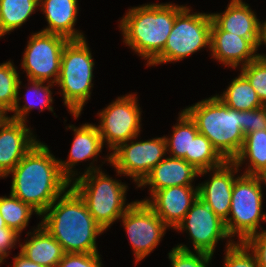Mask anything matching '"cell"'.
<instances>
[{
	"instance_id": "4316f807",
	"label": "cell",
	"mask_w": 266,
	"mask_h": 267,
	"mask_svg": "<svg viewBox=\"0 0 266 267\" xmlns=\"http://www.w3.org/2000/svg\"><path fill=\"white\" fill-rule=\"evenodd\" d=\"M39 9V0H0V38L21 27Z\"/></svg>"
},
{
	"instance_id": "52a82bcc",
	"label": "cell",
	"mask_w": 266,
	"mask_h": 267,
	"mask_svg": "<svg viewBox=\"0 0 266 267\" xmlns=\"http://www.w3.org/2000/svg\"><path fill=\"white\" fill-rule=\"evenodd\" d=\"M191 11L193 9L185 5L177 13L164 49L146 65L147 67L180 62L205 47L210 50L211 14Z\"/></svg>"
},
{
	"instance_id": "4dcf8cb0",
	"label": "cell",
	"mask_w": 266,
	"mask_h": 267,
	"mask_svg": "<svg viewBox=\"0 0 266 267\" xmlns=\"http://www.w3.org/2000/svg\"><path fill=\"white\" fill-rule=\"evenodd\" d=\"M212 255L194 252L187 245L177 244L168 253L171 267H208Z\"/></svg>"
},
{
	"instance_id": "8992f818",
	"label": "cell",
	"mask_w": 266,
	"mask_h": 267,
	"mask_svg": "<svg viewBox=\"0 0 266 267\" xmlns=\"http://www.w3.org/2000/svg\"><path fill=\"white\" fill-rule=\"evenodd\" d=\"M95 62L85 39L69 40L61 56L60 73L55 85L60 87L64 105L77 119L91 99Z\"/></svg>"
},
{
	"instance_id": "ab89813d",
	"label": "cell",
	"mask_w": 266,
	"mask_h": 267,
	"mask_svg": "<svg viewBox=\"0 0 266 267\" xmlns=\"http://www.w3.org/2000/svg\"><path fill=\"white\" fill-rule=\"evenodd\" d=\"M255 176L257 177L261 187H263L264 184L266 186V167H263L260 171H258Z\"/></svg>"
},
{
	"instance_id": "8fae6325",
	"label": "cell",
	"mask_w": 266,
	"mask_h": 267,
	"mask_svg": "<svg viewBox=\"0 0 266 267\" xmlns=\"http://www.w3.org/2000/svg\"><path fill=\"white\" fill-rule=\"evenodd\" d=\"M69 40L63 36L38 31L27 41L21 68L28 80L56 84L60 73L61 56Z\"/></svg>"
},
{
	"instance_id": "f1b7e54d",
	"label": "cell",
	"mask_w": 266,
	"mask_h": 267,
	"mask_svg": "<svg viewBox=\"0 0 266 267\" xmlns=\"http://www.w3.org/2000/svg\"><path fill=\"white\" fill-rule=\"evenodd\" d=\"M225 162L226 160L203 134L198 133L194 139H191L190 164L198 171L211 170Z\"/></svg>"
},
{
	"instance_id": "d4e9b609",
	"label": "cell",
	"mask_w": 266,
	"mask_h": 267,
	"mask_svg": "<svg viewBox=\"0 0 266 267\" xmlns=\"http://www.w3.org/2000/svg\"><path fill=\"white\" fill-rule=\"evenodd\" d=\"M229 108L238 111L253 110L265 106L248 79L240 72L232 79L222 94H216Z\"/></svg>"
},
{
	"instance_id": "cb8c5ba5",
	"label": "cell",
	"mask_w": 266,
	"mask_h": 267,
	"mask_svg": "<svg viewBox=\"0 0 266 267\" xmlns=\"http://www.w3.org/2000/svg\"><path fill=\"white\" fill-rule=\"evenodd\" d=\"M178 122L173 126L171 136H165L168 156L182 158L190 164L191 139L199 133L196 123L182 109Z\"/></svg>"
},
{
	"instance_id": "2e32d148",
	"label": "cell",
	"mask_w": 266,
	"mask_h": 267,
	"mask_svg": "<svg viewBox=\"0 0 266 267\" xmlns=\"http://www.w3.org/2000/svg\"><path fill=\"white\" fill-rule=\"evenodd\" d=\"M38 141L26 122L8 118L0 127V178H6Z\"/></svg>"
},
{
	"instance_id": "30bf717a",
	"label": "cell",
	"mask_w": 266,
	"mask_h": 267,
	"mask_svg": "<svg viewBox=\"0 0 266 267\" xmlns=\"http://www.w3.org/2000/svg\"><path fill=\"white\" fill-rule=\"evenodd\" d=\"M137 99L136 93L118 96L115 101L97 113L100 123L96 126L103 145H107L109 152L140 135L142 111Z\"/></svg>"
},
{
	"instance_id": "836d02e7",
	"label": "cell",
	"mask_w": 266,
	"mask_h": 267,
	"mask_svg": "<svg viewBox=\"0 0 266 267\" xmlns=\"http://www.w3.org/2000/svg\"><path fill=\"white\" fill-rule=\"evenodd\" d=\"M100 253H65L57 267H102Z\"/></svg>"
},
{
	"instance_id": "4fadbf2b",
	"label": "cell",
	"mask_w": 266,
	"mask_h": 267,
	"mask_svg": "<svg viewBox=\"0 0 266 267\" xmlns=\"http://www.w3.org/2000/svg\"><path fill=\"white\" fill-rule=\"evenodd\" d=\"M177 232H187L193 244L194 252L214 255L216 244L222 240H231L225 223L199 197L192 204L183 220L175 228Z\"/></svg>"
},
{
	"instance_id": "1f68e13d",
	"label": "cell",
	"mask_w": 266,
	"mask_h": 267,
	"mask_svg": "<svg viewBox=\"0 0 266 267\" xmlns=\"http://www.w3.org/2000/svg\"><path fill=\"white\" fill-rule=\"evenodd\" d=\"M223 267H259L254 253L244 242L227 240Z\"/></svg>"
},
{
	"instance_id": "3957f363",
	"label": "cell",
	"mask_w": 266,
	"mask_h": 267,
	"mask_svg": "<svg viewBox=\"0 0 266 267\" xmlns=\"http://www.w3.org/2000/svg\"><path fill=\"white\" fill-rule=\"evenodd\" d=\"M184 6L170 2L145 3L128 9L119 22L123 43L148 65L164 49L175 17Z\"/></svg>"
},
{
	"instance_id": "83f0119b",
	"label": "cell",
	"mask_w": 266,
	"mask_h": 267,
	"mask_svg": "<svg viewBox=\"0 0 266 267\" xmlns=\"http://www.w3.org/2000/svg\"><path fill=\"white\" fill-rule=\"evenodd\" d=\"M33 212L40 216L30 205L24 203L11 193L9 197H0V214L5 220L7 227L13 229L19 235L28 226L31 215L34 214Z\"/></svg>"
},
{
	"instance_id": "9a60e30c",
	"label": "cell",
	"mask_w": 266,
	"mask_h": 267,
	"mask_svg": "<svg viewBox=\"0 0 266 267\" xmlns=\"http://www.w3.org/2000/svg\"><path fill=\"white\" fill-rule=\"evenodd\" d=\"M74 131V140L69 151L68 160L64 161L59 159V166L63 175L72 183L75 177L78 178L82 174H86L95 170L101 169L97 165L94 166V161L97 162L98 156L104 147L101 136L95 124L85 123L80 127L74 125H69L68 128ZM92 162L84 170V172L79 175L78 171H74V166L82 161Z\"/></svg>"
},
{
	"instance_id": "e0dca14e",
	"label": "cell",
	"mask_w": 266,
	"mask_h": 267,
	"mask_svg": "<svg viewBox=\"0 0 266 267\" xmlns=\"http://www.w3.org/2000/svg\"><path fill=\"white\" fill-rule=\"evenodd\" d=\"M197 198L198 186H172L141 201H145L169 228L175 229Z\"/></svg>"
},
{
	"instance_id": "7c38bea8",
	"label": "cell",
	"mask_w": 266,
	"mask_h": 267,
	"mask_svg": "<svg viewBox=\"0 0 266 267\" xmlns=\"http://www.w3.org/2000/svg\"><path fill=\"white\" fill-rule=\"evenodd\" d=\"M128 235L136 265L159 245L169 227L145 202L135 200L120 218Z\"/></svg>"
},
{
	"instance_id": "f35d334b",
	"label": "cell",
	"mask_w": 266,
	"mask_h": 267,
	"mask_svg": "<svg viewBox=\"0 0 266 267\" xmlns=\"http://www.w3.org/2000/svg\"><path fill=\"white\" fill-rule=\"evenodd\" d=\"M263 44L266 47V20L265 21H262V23H261V40H260V46L263 45ZM258 57L261 58V59L266 60V54L265 53H263V54L258 53Z\"/></svg>"
},
{
	"instance_id": "60d3db41",
	"label": "cell",
	"mask_w": 266,
	"mask_h": 267,
	"mask_svg": "<svg viewBox=\"0 0 266 267\" xmlns=\"http://www.w3.org/2000/svg\"><path fill=\"white\" fill-rule=\"evenodd\" d=\"M7 112L8 111H6L2 106H0V127L7 121L8 118H10Z\"/></svg>"
},
{
	"instance_id": "b9f144b4",
	"label": "cell",
	"mask_w": 266,
	"mask_h": 267,
	"mask_svg": "<svg viewBox=\"0 0 266 267\" xmlns=\"http://www.w3.org/2000/svg\"><path fill=\"white\" fill-rule=\"evenodd\" d=\"M7 227L5 220L3 219L2 215L0 214V229Z\"/></svg>"
},
{
	"instance_id": "5b68a950",
	"label": "cell",
	"mask_w": 266,
	"mask_h": 267,
	"mask_svg": "<svg viewBox=\"0 0 266 267\" xmlns=\"http://www.w3.org/2000/svg\"><path fill=\"white\" fill-rule=\"evenodd\" d=\"M71 187L85 201L89 213L105 231L120 220L133 203L126 204L128 186L108 176L102 169L80 175Z\"/></svg>"
},
{
	"instance_id": "9c48e42d",
	"label": "cell",
	"mask_w": 266,
	"mask_h": 267,
	"mask_svg": "<svg viewBox=\"0 0 266 267\" xmlns=\"http://www.w3.org/2000/svg\"><path fill=\"white\" fill-rule=\"evenodd\" d=\"M137 137L120 144L107 154L105 161L110 163L119 176L133 179L138 186L160 161L167 155L166 139L156 137L149 140H137ZM129 143V144H128Z\"/></svg>"
},
{
	"instance_id": "277c9868",
	"label": "cell",
	"mask_w": 266,
	"mask_h": 267,
	"mask_svg": "<svg viewBox=\"0 0 266 267\" xmlns=\"http://www.w3.org/2000/svg\"><path fill=\"white\" fill-rule=\"evenodd\" d=\"M183 110L196 123L198 132L209 139L226 161H233L238 156L245 139L242 111L229 108L217 95Z\"/></svg>"
},
{
	"instance_id": "603a6c76",
	"label": "cell",
	"mask_w": 266,
	"mask_h": 267,
	"mask_svg": "<svg viewBox=\"0 0 266 267\" xmlns=\"http://www.w3.org/2000/svg\"><path fill=\"white\" fill-rule=\"evenodd\" d=\"M28 86L29 84L31 86L28 87L27 92L24 94V105H20L21 97H19L20 86L22 81L19 80L18 87H17V99L15 102V106L11 112L14 114L10 116V118L14 120H19L22 122H28L27 116L29 115V112L37 108L40 110L39 112H42L44 109L49 110L51 112H54V107L51 106L53 104V93H52V87H54L55 84L46 82V85L44 84L45 81H32L28 80ZM39 106V107H38Z\"/></svg>"
},
{
	"instance_id": "7402d4cb",
	"label": "cell",
	"mask_w": 266,
	"mask_h": 267,
	"mask_svg": "<svg viewBox=\"0 0 266 267\" xmlns=\"http://www.w3.org/2000/svg\"><path fill=\"white\" fill-rule=\"evenodd\" d=\"M33 230V232H27L26 236H30L29 240L26 239L24 244L18 243L20 253L41 266L57 267L65 255L61 244L40 225V222Z\"/></svg>"
},
{
	"instance_id": "d6986e66",
	"label": "cell",
	"mask_w": 266,
	"mask_h": 267,
	"mask_svg": "<svg viewBox=\"0 0 266 267\" xmlns=\"http://www.w3.org/2000/svg\"><path fill=\"white\" fill-rule=\"evenodd\" d=\"M250 5L243 0H230L222 13H210L212 21L223 31L248 39L260 47L261 23Z\"/></svg>"
},
{
	"instance_id": "5bb4252c",
	"label": "cell",
	"mask_w": 266,
	"mask_h": 267,
	"mask_svg": "<svg viewBox=\"0 0 266 267\" xmlns=\"http://www.w3.org/2000/svg\"><path fill=\"white\" fill-rule=\"evenodd\" d=\"M239 171L233 161H226L220 167L199 172V176L208 172L212 175L198 185V197L224 222L229 216L235 174Z\"/></svg>"
},
{
	"instance_id": "f546056e",
	"label": "cell",
	"mask_w": 266,
	"mask_h": 267,
	"mask_svg": "<svg viewBox=\"0 0 266 267\" xmlns=\"http://www.w3.org/2000/svg\"><path fill=\"white\" fill-rule=\"evenodd\" d=\"M19 80L17 67L11 60L0 64V106L8 113L15 106Z\"/></svg>"
},
{
	"instance_id": "7bdbcfd3",
	"label": "cell",
	"mask_w": 266,
	"mask_h": 267,
	"mask_svg": "<svg viewBox=\"0 0 266 267\" xmlns=\"http://www.w3.org/2000/svg\"><path fill=\"white\" fill-rule=\"evenodd\" d=\"M4 262V259L0 256V264Z\"/></svg>"
},
{
	"instance_id": "7a4b0ae2",
	"label": "cell",
	"mask_w": 266,
	"mask_h": 267,
	"mask_svg": "<svg viewBox=\"0 0 266 267\" xmlns=\"http://www.w3.org/2000/svg\"><path fill=\"white\" fill-rule=\"evenodd\" d=\"M42 225L65 253H97L96 238L105 231L89 213L85 201L70 187L40 216Z\"/></svg>"
},
{
	"instance_id": "ffe728a7",
	"label": "cell",
	"mask_w": 266,
	"mask_h": 267,
	"mask_svg": "<svg viewBox=\"0 0 266 267\" xmlns=\"http://www.w3.org/2000/svg\"><path fill=\"white\" fill-rule=\"evenodd\" d=\"M199 172L193 165L182 158L165 156L145 179L136 187L149 186L150 197L158 190L172 186H194L192 183Z\"/></svg>"
},
{
	"instance_id": "ac0fdd59",
	"label": "cell",
	"mask_w": 266,
	"mask_h": 267,
	"mask_svg": "<svg viewBox=\"0 0 266 267\" xmlns=\"http://www.w3.org/2000/svg\"><path fill=\"white\" fill-rule=\"evenodd\" d=\"M258 50L248 39L223 31L212 21L210 51L212 58L220 64L240 68L255 60Z\"/></svg>"
},
{
	"instance_id": "d6a6232c",
	"label": "cell",
	"mask_w": 266,
	"mask_h": 267,
	"mask_svg": "<svg viewBox=\"0 0 266 267\" xmlns=\"http://www.w3.org/2000/svg\"><path fill=\"white\" fill-rule=\"evenodd\" d=\"M256 91L260 101L266 106V60L257 57L240 68Z\"/></svg>"
},
{
	"instance_id": "d590c367",
	"label": "cell",
	"mask_w": 266,
	"mask_h": 267,
	"mask_svg": "<svg viewBox=\"0 0 266 267\" xmlns=\"http://www.w3.org/2000/svg\"><path fill=\"white\" fill-rule=\"evenodd\" d=\"M244 243L256 256L259 267H266V229L252 235Z\"/></svg>"
},
{
	"instance_id": "44dd1931",
	"label": "cell",
	"mask_w": 266,
	"mask_h": 267,
	"mask_svg": "<svg viewBox=\"0 0 266 267\" xmlns=\"http://www.w3.org/2000/svg\"><path fill=\"white\" fill-rule=\"evenodd\" d=\"M39 7L48 24L41 31L57 34L68 40L85 39L84 34L74 27L79 13L78 0H39Z\"/></svg>"
},
{
	"instance_id": "74e56055",
	"label": "cell",
	"mask_w": 266,
	"mask_h": 267,
	"mask_svg": "<svg viewBox=\"0 0 266 267\" xmlns=\"http://www.w3.org/2000/svg\"><path fill=\"white\" fill-rule=\"evenodd\" d=\"M13 267H45L41 266L37 263L31 262L25 256H23L20 252L19 254L15 255L13 258Z\"/></svg>"
},
{
	"instance_id": "8d00e7d4",
	"label": "cell",
	"mask_w": 266,
	"mask_h": 267,
	"mask_svg": "<svg viewBox=\"0 0 266 267\" xmlns=\"http://www.w3.org/2000/svg\"><path fill=\"white\" fill-rule=\"evenodd\" d=\"M20 235L8 227L0 229V256L5 260L16 248L17 242H20ZM10 250V251H9Z\"/></svg>"
},
{
	"instance_id": "484cf974",
	"label": "cell",
	"mask_w": 266,
	"mask_h": 267,
	"mask_svg": "<svg viewBox=\"0 0 266 267\" xmlns=\"http://www.w3.org/2000/svg\"><path fill=\"white\" fill-rule=\"evenodd\" d=\"M233 162L239 169L244 162V164H248L243 172L248 175H255L263 167H266V129L245 135L243 147Z\"/></svg>"
},
{
	"instance_id": "ba28073f",
	"label": "cell",
	"mask_w": 266,
	"mask_h": 267,
	"mask_svg": "<svg viewBox=\"0 0 266 267\" xmlns=\"http://www.w3.org/2000/svg\"><path fill=\"white\" fill-rule=\"evenodd\" d=\"M232 189L231 207L228 219L224 222L227 234L234 241L245 242L249 237L263 229L266 222L263 208V188L255 175H237ZM262 220V221H261Z\"/></svg>"
},
{
	"instance_id": "e575fe53",
	"label": "cell",
	"mask_w": 266,
	"mask_h": 267,
	"mask_svg": "<svg viewBox=\"0 0 266 267\" xmlns=\"http://www.w3.org/2000/svg\"><path fill=\"white\" fill-rule=\"evenodd\" d=\"M266 129V106L253 110L242 111V132L247 135L251 132Z\"/></svg>"
},
{
	"instance_id": "6da1fadb",
	"label": "cell",
	"mask_w": 266,
	"mask_h": 267,
	"mask_svg": "<svg viewBox=\"0 0 266 267\" xmlns=\"http://www.w3.org/2000/svg\"><path fill=\"white\" fill-rule=\"evenodd\" d=\"M58 160L48 145L38 141L7 175L12 176L10 193L30 205L40 216L71 187Z\"/></svg>"
}]
</instances>
